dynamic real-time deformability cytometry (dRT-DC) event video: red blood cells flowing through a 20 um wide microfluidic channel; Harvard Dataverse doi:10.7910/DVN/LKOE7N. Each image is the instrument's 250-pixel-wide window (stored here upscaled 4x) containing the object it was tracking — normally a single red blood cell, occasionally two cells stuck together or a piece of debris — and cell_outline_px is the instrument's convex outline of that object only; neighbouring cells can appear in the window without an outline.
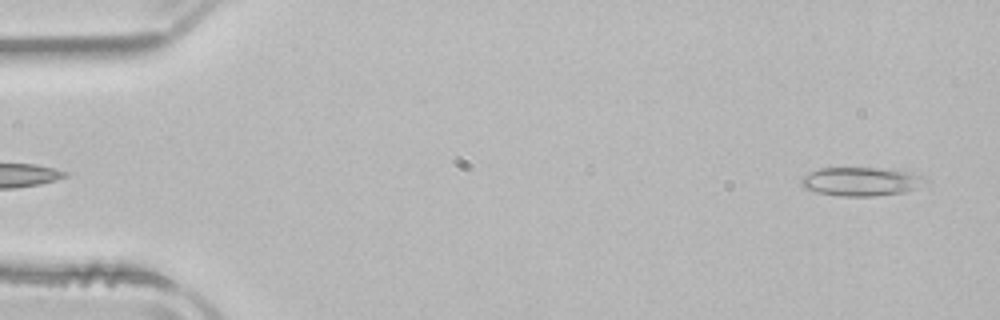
{"species": "common noctule bat (a hibernating species)", "species_latin": "Nyctalus noctula", "temperature_condition": "room temperature", "stored_images_in_passage": 50, "camera_frame_rate_fps": 3000, "um_per_image_px": 0.085, "animal": {"sex": "male", "body_mass_g": 21.5, "forearm_length_mm": 52.0}, "frame": {"image": 1, "passage_image": 2, "time_ms": 0.333, "image_size_px": [1000, 320], "cell_outline_px": [[932, 180], [904, 192], [872, 196], [840, 196], [820, 192], [804, 188], [800, 184], [800, 176], [820, 168], [880, 168], [908, 172]], "centroid_in_image_um": [73.15, 15.42], "position_along_channel_um": 11.9, "area_um2": 20.58}}
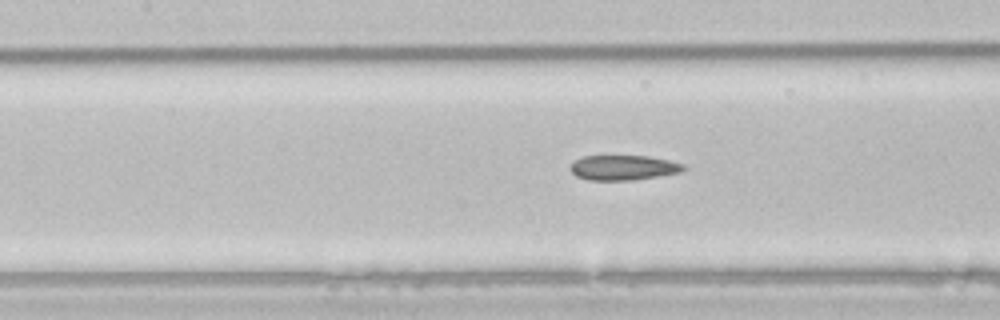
{"frame": {"image": 2, "passage_image": 22, "time_ms": 7.0, "image_size_px": [1000, 320], "cell_outline_px": [[688, 168], [684, 172], [632, 180], [588, 180], [576, 176], [568, 168], [576, 160], [584, 156], [648, 156], [668, 160], [684, 164]], "centroid_in_image_um": [53.03, 14.25], "position_along_channel_um": 154.4, "area_um2": 16.53}}
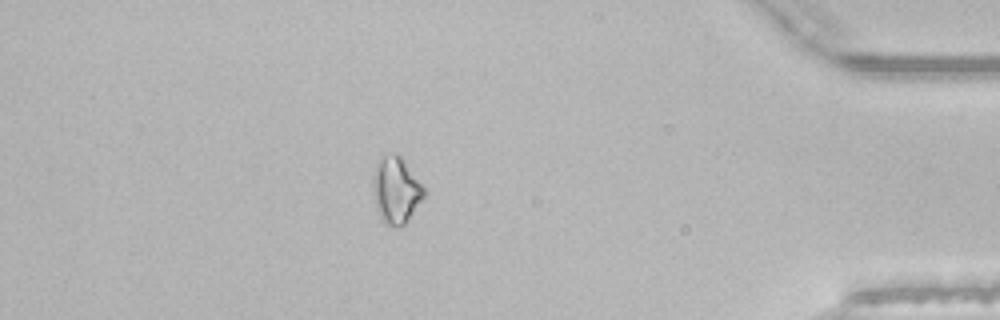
{"frame": {"image": 3, "passage_image": 44, "time_ms": 14.333, "image_size_px": [1000, 320], "cell_outline_px": [[428, 192], [408, 220], [404, 224], [396, 228], [388, 224], [380, 216], [376, 208], [372, 188], [372, 184], [376, 160], [380, 156], [392, 152], [396, 152], [404, 156]], "centroid_in_image_um": [33.69, 16.07], "position_along_channel_um": 401.5, "area_um2": 20.52}, "authors_computed_cell_mechanics": {"area_um2": 17.8602, "velocity_mm_per_s": 3.9568, "shape_relaxation_time_tau1_ms": null, "shape_relaxation_time_tau2_ms": 5.5268, "deformation_change_tau1": null, "deformation_change_tau2": 0.1352}}